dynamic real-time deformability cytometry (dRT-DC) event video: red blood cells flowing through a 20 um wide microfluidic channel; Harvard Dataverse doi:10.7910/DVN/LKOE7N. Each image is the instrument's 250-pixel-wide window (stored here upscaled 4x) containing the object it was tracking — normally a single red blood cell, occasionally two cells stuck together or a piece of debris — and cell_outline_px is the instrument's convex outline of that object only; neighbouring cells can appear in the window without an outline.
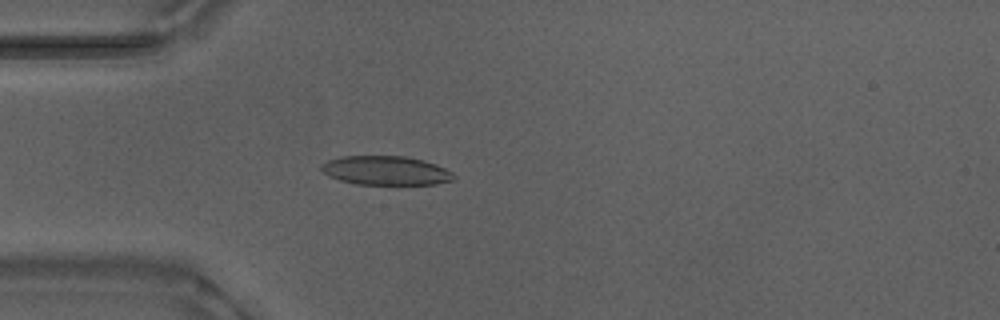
{"species": "Egyptian fruit bat (a non-hibernating species)", "species_latin": "Rousettus aegyptiacus", "temperature_condition": "warm", "stored_images_in_passage": 43, "camera_frame_rate_fps": 3000, "um_per_image_px": 0.085, "animal": {"sex": "male"}, "frame": {"image": 1, "passage_image": 5, "time_ms": 1.333, "image_size_px": [1000, 320], "cell_outline_px": [[456, 180], [436, 184], [356, 184], [340, 180], [328, 176], [320, 168], [320, 164], [328, 160], [340, 156], [404, 156], [424, 160], [436, 164], [452, 172], [456, 176]], "centroid_in_image_um": [32.8, 14.49], "position_along_channel_um": 52.2, "area_um2": 22.54}}
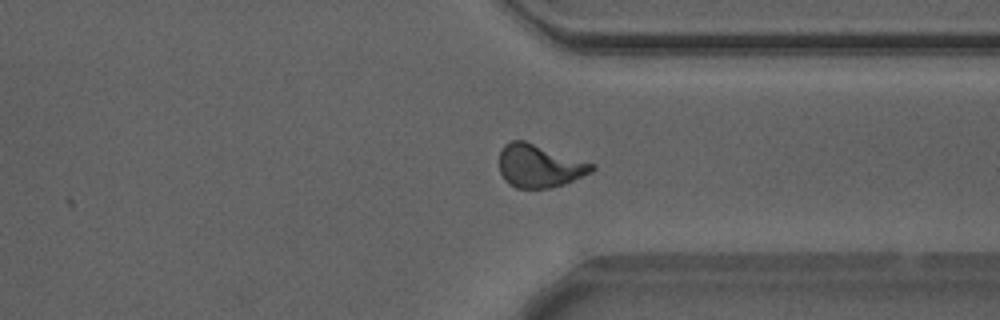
{"frame": {"image": 2, "passage_image": 30, "time_ms": 9.667, "image_size_px": [1000, 320], "cell_outline_px": [[596, 168], [592, 172], [564, 184], [548, 188], [516, 188], [508, 184], [504, 180], [500, 172], [500, 152], [504, 144], [512, 140], [524, 140], [596, 164]], "centroid_in_image_um": [45.85, 14.1], "position_along_channel_um": 365.5, "area_um2": 23.29}}
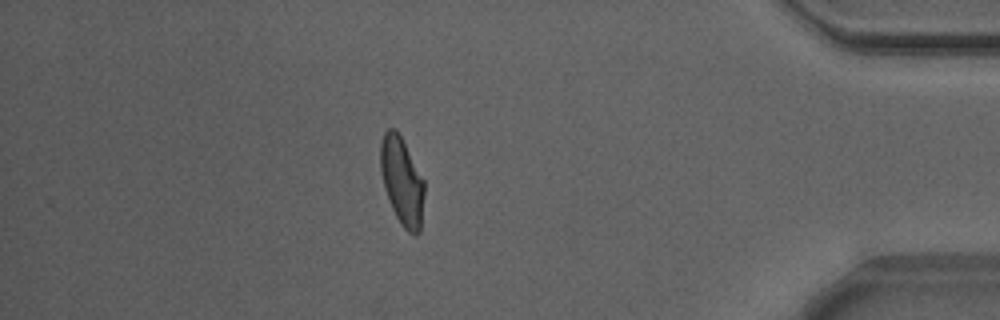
{"frame": {"image": 3, "passage_image": 36, "time_ms": 11.667, "image_size_px": [1000, 320], "cell_outline_px": [[424, 192], [420, 232], [416, 236], [408, 232], [400, 224], [388, 200], [384, 188], [380, 172], [380, 144], [384, 132], [388, 128], [392, 128], [400, 136], [424, 180]], "centroid_in_image_um": [34.15, 15.44], "position_along_channel_um": 401.1, "area_um2": 22.31}, "authors_computed_cell_mechanics": {"area_um2": 22.4842, "velocity_mm_per_s": 3.8761, "shape_relaxation_time_tau1_ms": 3.4335, "shape_relaxation_time_tau2_ms": 0.9904, "deformation_change_tau1": 0.1626, "deformation_change_tau2": 0.0745}}